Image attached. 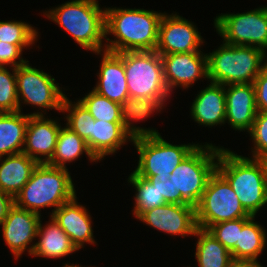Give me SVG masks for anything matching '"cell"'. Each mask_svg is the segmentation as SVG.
<instances>
[{"label": "cell", "instance_id": "27", "mask_svg": "<svg viewBox=\"0 0 267 267\" xmlns=\"http://www.w3.org/2000/svg\"><path fill=\"white\" fill-rule=\"evenodd\" d=\"M83 153L88 156L91 162H98L90 152L86 141L76 132L72 131L67 126H64L61 127L58 133L55 152L52 159L47 164L67 169L66 163L73 162Z\"/></svg>", "mask_w": 267, "mask_h": 267}, {"label": "cell", "instance_id": "23", "mask_svg": "<svg viewBox=\"0 0 267 267\" xmlns=\"http://www.w3.org/2000/svg\"><path fill=\"white\" fill-rule=\"evenodd\" d=\"M165 102L166 100L128 97L121 104L122 125L126 129L127 134L132 139L160 135L156 129L136 127L133 122H138L139 120L148 118L155 112V110L156 112H161L164 108Z\"/></svg>", "mask_w": 267, "mask_h": 267}, {"label": "cell", "instance_id": "2", "mask_svg": "<svg viewBox=\"0 0 267 267\" xmlns=\"http://www.w3.org/2000/svg\"><path fill=\"white\" fill-rule=\"evenodd\" d=\"M216 170L228 181L245 211L256 216L267 204V173L262 159L237 155L221 146Z\"/></svg>", "mask_w": 267, "mask_h": 267}, {"label": "cell", "instance_id": "4", "mask_svg": "<svg viewBox=\"0 0 267 267\" xmlns=\"http://www.w3.org/2000/svg\"><path fill=\"white\" fill-rule=\"evenodd\" d=\"M68 169L47 163L38 164L28 182L14 198V204L41 215V208L53 207L52 213L76 195Z\"/></svg>", "mask_w": 267, "mask_h": 267}, {"label": "cell", "instance_id": "15", "mask_svg": "<svg viewBox=\"0 0 267 267\" xmlns=\"http://www.w3.org/2000/svg\"><path fill=\"white\" fill-rule=\"evenodd\" d=\"M137 219L172 236H193L198 228L192 205L166 203L143 212Z\"/></svg>", "mask_w": 267, "mask_h": 267}, {"label": "cell", "instance_id": "18", "mask_svg": "<svg viewBox=\"0 0 267 267\" xmlns=\"http://www.w3.org/2000/svg\"><path fill=\"white\" fill-rule=\"evenodd\" d=\"M75 195L71 200L62 204L50 217L69 236L77 250L84 247L85 243L95 244L93 237L91 215L85 206L78 203Z\"/></svg>", "mask_w": 267, "mask_h": 267}, {"label": "cell", "instance_id": "3", "mask_svg": "<svg viewBox=\"0 0 267 267\" xmlns=\"http://www.w3.org/2000/svg\"><path fill=\"white\" fill-rule=\"evenodd\" d=\"M43 13L67 31L81 48L93 53L105 50V8L101 9L98 0H71Z\"/></svg>", "mask_w": 267, "mask_h": 267}, {"label": "cell", "instance_id": "5", "mask_svg": "<svg viewBox=\"0 0 267 267\" xmlns=\"http://www.w3.org/2000/svg\"><path fill=\"white\" fill-rule=\"evenodd\" d=\"M265 61L267 53L260 48L223 42L218 49L207 53L208 81L224 86L253 83Z\"/></svg>", "mask_w": 267, "mask_h": 267}, {"label": "cell", "instance_id": "1", "mask_svg": "<svg viewBox=\"0 0 267 267\" xmlns=\"http://www.w3.org/2000/svg\"><path fill=\"white\" fill-rule=\"evenodd\" d=\"M163 14L139 8H106L105 50L113 53L155 50ZM108 34L115 39L107 38Z\"/></svg>", "mask_w": 267, "mask_h": 267}, {"label": "cell", "instance_id": "21", "mask_svg": "<svg viewBox=\"0 0 267 267\" xmlns=\"http://www.w3.org/2000/svg\"><path fill=\"white\" fill-rule=\"evenodd\" d=\"M132 138L127 134L122 122H106L92 119L90 141L87 146L92 155L98 160H103L107 155L117 153L122 145Z\"/></svg>", "mask_w": 267, "mask_h": 267}, {"label": "cell", "instance_id": "25", "mask_svg": "<svg viewBox=\"0 0 267 267\" xmlns=\"http://www.w3.org/2000/svg\"><path fill=\"white\" fill-rule=\"evenodd\" d=\"M28 114L0 112V157L23 152Z\"/></svg>", "mask_w": 267, "mask_h": 267}, {"label": "cell", "instance_id": "20", "mask_svg": "<svg viewBox=\"0 0 267 267\" xmlns=\"http://www.w3.org/2000/svg\"><path fill=\"white\" fill-rule=\"evenodd\" d=\"M192 102L190 115L195 122L205 127L225 124V86L210 82Z\"/></svg>", "mask_w": 267, "mask_h": 267}, {"label": "cell", "instance_id": "34", "mask_svg": "<svg viewBox=\"0 0 267 267\" xmlns=\"http://www.w3.org/2000/svg\"><path fill=\"white\" fill-rule=\"evenodd\" d=\"M249 218H240L211 225L207 231L215 237L225 248L230 250L238 241L239 231Z\"/></svg>", "mask_w": 267, "mask_h": 267}, {"label": "cell", "instance_id": "38", "mask_svg": "<svg viewBox=\"0 0 267 267\" xmlns=\"http://www.w3.org/2000/svg\"><path fill=\"white\" fill-rule=\"evenodd\" d=\"M159 191L166 203L174 204V187L169 179H159Z\"/></svg>", "mask_w": 267, "mask_h": 267}, {"label": "cell", "instance_id": "29", "mask_svg": "<svg viewBox=\"0 0 267 267\" xmlns=\"http://www.w3.org/2000/svg\"><path fill=\"white\" fill-rule=\"evenodd\" d=\"M128 183L135 188L133 215L136 219L145 211L166 204L159 191V179L156 176L143 178L131 172Z\"/></svg>", "mask_w": 267, "mask_h": 267}, {"label": "cell", "instance_id": "8", "mask_svg": "<svg viewBox=\"0 0 267 267\" xmlns=\"http://www.w3.org/2000/svg\"><path fill=\"white\" fill-rule=\"evenodd\" d=\"M132 142L139 153L138 165L133 172L146 179L150 176L168 179L176 167L199 145H173L161 135L140 137Z\"/></svg>", "mask_w": 267, "mask_h": 267}, {"label": "cell", "instance_id": "16", "mask_svg": "<svg viewBox=\"0 0 267 267\" xmlns=\"http://www.w3.org/2000/svg\"><path fill=\"white\" fill-rule=\"evenodd\" d=\"M61 125L45 115H29L23 153L38 164L48 163L55 152Z\"/></svg>", "mask_w": 267, "mask_h": 267}, {"label": "cell", "instance_id": "33", "mask_svg": "<svg viewBox=\"0 0 267 267\" xmlns=\"http://www.w3.org/2000/svg\"><path fill=\"white\" fill-rule=\"evenodd\" d=\"M12 71V74L11 72ZM0 66V112H18L16 68Z\"/></svg>", "mask_w": 267, "mask_h": 267}, {"label": "cell", "instance_id": "26", "mask_svg": "<svg viewBox=\"0 0 267 267\" xmlns=\"http://www.w3.org/2000/svg\"><path fill=\"white\" fill-rule=\"evenodd\" d=\"M251 216L239 231L237 243L229 250L233 261L258 260L267 245V233L264 227Z\"/></svg>", "mask_w": 267, "mask_h": 267}, {"label": "cell", "instance_id": "35", "mask_svg": "<svg viewBox=\"0 0 267 267\" xmlns=\"http://www.w3.org/2000/svg\"><path fill=\"white\" fill-rule=\"evenodd\" d=\"M254 147H251L252 158L263 159L267 157V112L258 111L251 130Z\"/></svg>", "mask_w": 267, "mask_h": 267}, {"label": "cell", "instance_id": "32", "mask_svg": "<svg viewBox=\"0 0 267 267\" xmlns=\"http://www.w3.org/2000/svg\"><path fill=\"white\" fill-rule=\"evenodd\" d=\"M36 28L21 21H0V41L18 45L22 50L32 46L38 38Z\"/></svg>", "mask_w": 267, "mask_h": 267}, {"label": "cell", "instance_id": "7", "mask_svg": "<svg viewBox=\"0 0 267 267\" xmlns=\"http://www.w3.org/2000/svg\"><path fill=\"white\" fill-rule=\"evenodd\" d=\"M123 62L129 97L167 101L171 93L159 53L155 50L127 51L123 52Z\"/></svg>", "mask_w": 267, "mask_h": 267}, {"label": "cell", "instance_id": "11", "mask_svg": "<svg viewBox=\"0 0 267 267\" xmlns=\"http://www.w3.org/2000/svg\"><path fill=\"white\" fill-rule=\"evenodd\" d=\"M214 27L223 42L260 48L267 53V6L243 13L216 16Z\"/></svg>", "mask_w": 267, "mask_h": 267}, {"label": "cell", "instance_id": "36", "mask_svg": "<svg viewBox=\"0 0 267 267\" xmlns=\"http://www.w3.org/2000/svg\"><path fill=\"white\" fill-rule=\"evenodd\" d=\"M23 50L15 44L0 41V66L2 67H18L25 64L28 60L22 58ZM18 60V61H17Z\"/></svg>", "mask_w": 267, "mask_h": 267}, {"label": "cell", "instance_id": "39", "mask_svg": "<svg viewBox=\"0 0 267 267\" xmlns=\"http://www.w3.org/2000/svg\"><path fill=\"white\" fill-rule=\"evenodd\" d=\"M14 205V198L0 190V225Z\"/></svg>", "mask_w": 267, "mask_h": 267}, {"label": "cell", "instance_id": "24", "mask_svg": "<svg viewBox=\"0 0 267 267\" xmlns=\"http://www.w3.org/2000/svg\"><path fill=\"white\" fill-rule=\"evenodd\" d=\"M48 224L42 225L40 220L37 236L31 256L44 258H63L78 251L69 236L58 226L52 217Z\"/></svg>", "mask_w": 267, "mask_h": 267}, {"label": "cell", "instance_id": "6", "mask_svg": "<svg viewBox=\"0 0 267 267\" xmlns=\"http://www.w3.org/2000/svg\"><path fill=\"white\" fill-rule=\"evenodd\" d=\"M219 146L198 145L168 178L174 187V204L196 207L210 176L215 172Z\"/></svg>", "mask_w": 267, "mask_h": 267}, {"label": "cell", "instance_id": "31", "mask_svg": "<svg viewBox=\"0 0 267 267\" xmlns=\"http://www.w3.org/2000/svg\"><path fill=\"white\" fill-rule=\"evenodd\" d=\"M61 112H68L67 116L64 117L67 121L66 126L88 143L90 141L92 119H94L89 111L79 101L73 103L66 96Z\"/></svg>", "mask_w": 267, "mask_h": 267}, {"label": "cell", "instance_id": "28", "mask_svg": "<svg viewBox=\"0 0 267 267\" xmlns=\"http://www.w3.org/2000/svg\"><path fill=\"white\" fill-rule=\"evenodd\" d=\"M193 236L198 237L195 257L199 267L232 266L233 259L230 251L207 230L197 228Z\"/></svg>", "mask_w": 267, "mask_h": 267}, {"label": "cell", "instance_id": "12", "mask_svg": "<svg viewBox=\"0 0 267 267\" xmlns=\"http://www.w3.org/2000/svg\"><path fill=\"white\" fill-rule=\"evenodd\" d=\"M203 39L193 22L177 15V13L168 15L164 12L159 25L158 43L155 51L160 55L197 52L201 51Z\"/></svg>", "mask_w": 267, "mask_h": 267}, {"label": "cell", "instance_id": "42", "mask_svg": "<svg viewBox=\"0 0 267 267\" xmlns=\"http://www.w3.org/2000/svg\"><path fill=\"white\" fill-rule=\"evenodd\" d=\"M262 160H263V162H264V164H265V167H266V173H267V157L263 158Z\"/></svg>", "mask_w": 267, "mask_h": 267}, {"label": "cell", "instance_id": "14", "mask_svg": "<svg viewBox=\"0 0 267 267\" xmlns=\"http://www.w3.org/2000/svg\"><path fill=\"white\" fill-rule=\"evenodd\" d=\"M168 91L176 87L188 89L200 78L208 79L207 53L182 52L160 55Z\"/></svg>", "mask_w": 267, "mask_h": 267}, {"label": "cell", "instance_id": "30", "mask_svg": "<svg viewBox=\"0 0 267 267\" xmlns=\"http://www.w3.org/2000/svg\"><path fill=\"white\" fill-rule=\"evenodd\" d=\"M95 120L122 122L121 105L101 96L94 90L78 100Z\"/></svg>", "mask_w": 267, "mask_h": 267}, {"label": "cell", "instance_id": "13", "mask_svg": "<svg viewBox=\"0 0 267 267\" xmlns=\"http://www.w3.org/2000/svg\"><path fill=\"white\" fill-rule=\"evenodd\" d=\"M40 220L41 215L35 212L25 210L15 204L10 208L8 215L0 226L2 227L4 241L15 259L18 260L26 249L28 254L31 255L35 246V243H31L37 238Z\"/></svg>", "mask_w": 267, "mask_h": 267}, {"label": "cell", "instance_id": "19", "mask_svg": "<svg viewBox=\"0 0 267 267\" xmlns=\"http://www.w3.org/2000/svg\"><path fill=\"white\" fill-rule=\"evenodd\" d=\"M95 54L103 57L97 75L99 80L93 90L121 105L129 97L123 52L113 53L104 50Z\"/></svg>", "mask_w": 267, "mask_h": 267}, {"label": "cell", "instance_id": "10", "mask_svg": "<svg viewBox=\"0 0 267 267\" xmlns=\"http://www.w3.org/2000/svg\"><path fill=\"white\" fill-rule=\"evenodd\" d=\"M16 85L20 112L21 103L40 108V112L29 115H45L47 109L62 111L66 97L62 87L60 89L59 83H56L55 78H52L50 74L30 66L29 61L16 67Z\"/></svg>", "mask_w": 267, "mask_h": 267}, {"label": "cell", "instance_id": "41", "mask_svg": "<svg viewBox=\"0 0 267 267\" xmlns=\"http://www.w3.org/2000/svg\"><path fill=\"white\" fill-rule=\"evenodd\" d=\"M63 267H82V266H78V265H74V264L69 265V264L67 263V264H64ZM83 267H85V266H83ZM92 267H93V266H92Z\"/></svg>", "mask_w": 267, "mask_h": 267}, {"label": "cell", "instance_id": "9", "mask_svg": "<svg viewBox=\"0 0 267 267\" xmlns=\"http://www.w3.org/2000/svg\"><path fill=\"white\" fill-rule=\"evenodd\" d=\"M195 213L197 227L205 230L220 222L251 217L228 181L217 170L210 176Z\"/></svg>", "mask_w": 267, "mask_h": 267}, {"label": "cell", "instance_id": "22", "mask_svg": "<svg viewBox=\"0 0 267 267\" xmlns=\"http://www.w3.org/2000/svg\"><path fill=\"white\" fill-rule=\"evenodd\" d=\"M37 165L23 152L0 157V190L15 198Z\"/></svg>", "mask_w": 267, "mask_h": 267}, {"label": "cell", "instance_id": "37", "mask_svg": "<svg viewBox=\"0 0 267 267\" xmlns=\"http://www.w3.org/2000/svg\"><path fill=\"white\" fill-rule=\"evenodd\" d=\"M258 111L267 112V61L253 82Z\"/></svg>", "mask_w": 267, "mask_h": 267}, {"label": "cell", "instance_id": "40", "mask_svg": "<svg viewBox=\"0 0 267 267\" xmlns=\"http://www.w3.org/2000/svg\"><path fill=\"white\" fill-rule=\"evenodd\" d=\"M231 267H263L258 260L233 261Z\"/></svg>", "mask_w": 267, "mask_h": 267}, {"label": "cell", "instance_id": "17", "mask_svg": "<svg viewBox=\"0 0 267 267\" xmlns=\"http://www.w3.org/2000/svg\"><path fill=\"white\" fill-rule=\"evenodd\" d=\"M226 118L235 131L249 132L258 113L253 83L225 86Z\"/></svg>", "mask_w": 267, "mask_h": 267}]
</instances>
